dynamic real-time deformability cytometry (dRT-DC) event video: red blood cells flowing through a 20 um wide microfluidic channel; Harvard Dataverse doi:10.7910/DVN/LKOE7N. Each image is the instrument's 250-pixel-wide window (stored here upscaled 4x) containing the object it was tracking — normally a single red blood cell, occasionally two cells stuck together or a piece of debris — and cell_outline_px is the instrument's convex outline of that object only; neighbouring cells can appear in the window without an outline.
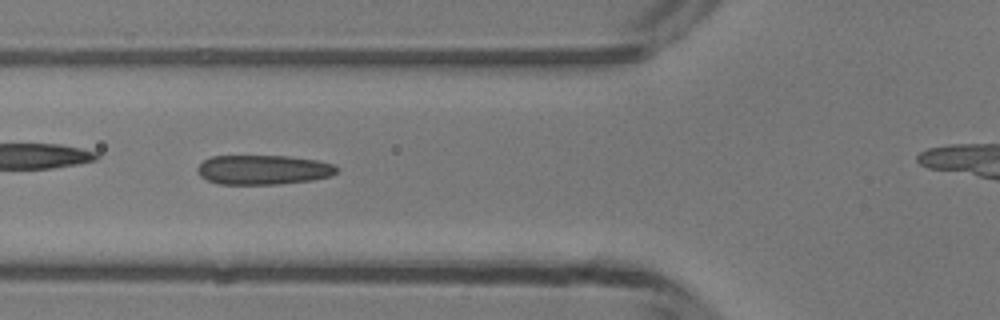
{"species": "common noctule bat (a hibernating species)", "species_latin": "Nyctalus noctula", "temperature_condition": "room temperature", "stored_images_in_passage": 29, "camera_frame_rate_fps": 3000, "um_per_image_px": 0.085, "animal": {"sex": "male", "body_mass_g": 13.3}, "frame": {"image": 1, "passage_image": 5, "time_ms": 1.333, "image_size_px": [1000, 320], "cell_outline_px": [[340, 168], [332, 176], [312, 180], [276, 184], [220, 184], [208, 180], [200, 176], [196, 172], [196, 168], [204, 160], [212, 156], [288, 156], [316, 160], [336, 164]], "centroid_in_image_um": [22.4, 14.43], "position_along_channel_um": 103.4, "area_um2": 24.1}}
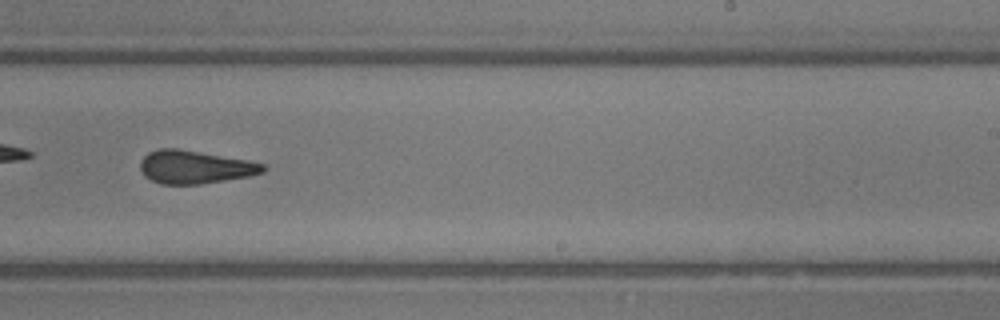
{"frame": {"image": 2, "passage_image": 17, "time_ms": 5.333, "image_size_px": [1000, 320], "cell_outline_px": [[268, 168], [264, 172], [248, 176], [200, 184], [160, 184], [144, 176], [140, 168], [140, 160], [148, 152], [160, 148], [176, 148], [248, 160], [264, 164]], "centroid_in_image_um": [16.55, 14.19], "position_along_channel_um": 272.5, "area_um2": 23.64}}